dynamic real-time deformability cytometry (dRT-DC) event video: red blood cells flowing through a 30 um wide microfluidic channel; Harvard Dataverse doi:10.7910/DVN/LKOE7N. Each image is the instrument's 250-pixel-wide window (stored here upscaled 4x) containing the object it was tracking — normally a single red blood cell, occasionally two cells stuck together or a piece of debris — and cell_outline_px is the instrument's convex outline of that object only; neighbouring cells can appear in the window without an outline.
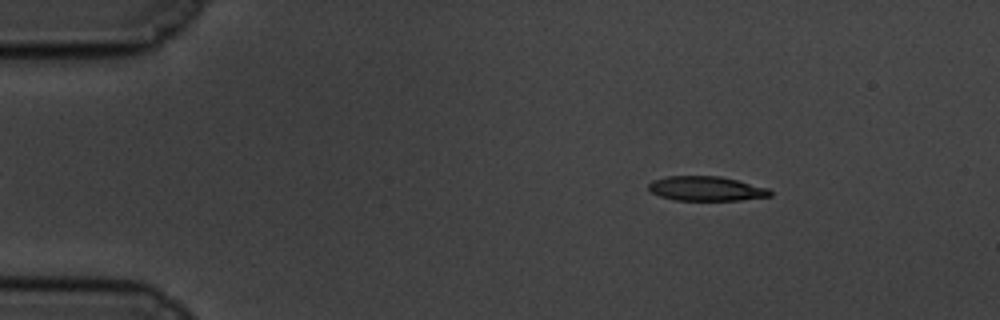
{"species": "common noctule bat (a hibernating species)", "species_latin": "Nyctalus noctula", "temperature_condition": "cold", "stored_images_in_passage": 57, "camera_frame_rate_fps": 3000, "um_per_image_px": 0.085, "animal": {"sex": "male", "body_mass_g": 19.5, "forearm_length_mm": 54.6}, "frame": {"image": 1, "passage_image": 8, "time_ms": 2.333, "image_size_px": [1000, 320], "cell_outline_px": [[772, 196], [740, 200], [676, 200], [660, 196], [652, 192], [648, 188], [648, 184], [652, 180], [668, 176], [720, 176], [768, 188], [772, 192]], "centroid_in_image_um": [60.02, 16.03], "position_along_channel_um": 25.0, "area_um2": 17.28}}
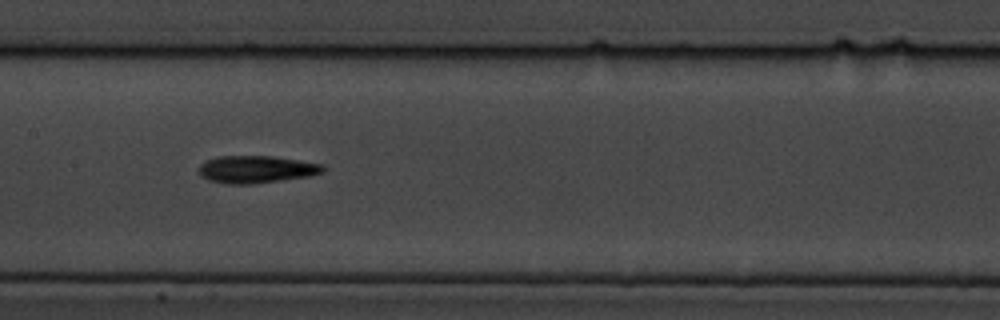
{"frame": {"image": 2, "passage_image": 28, "time_ms": 9.0, "image_size_px": [1000, 320], "cell_outline_px": [[324, 172], [308, 176], [252, 184], [228, 184], [208, 180], [200, 176], [200, 164], [204, 160], [220, 156], [272, 156], [324, 164]], "centroid_in_image_um": [21.76, 14.39], "position_along_channel_um": 185.6, "area_um2": 19.77}}
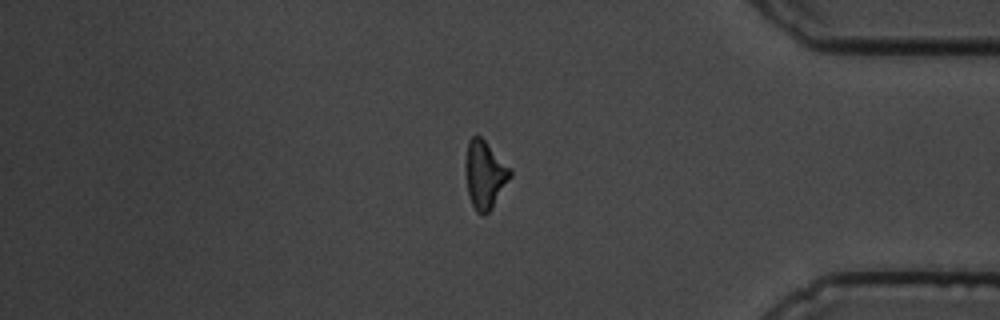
{"frame": {"image": 3, "passage_image": 48, "time_ms": 15.667, "image_size_px": [1000, 320], "cell_outline_px": [[512, 176], [492, 208], [488, 212], [480, 216], [476, 212], [468, 196], [464, 172], [464, 164], [468, 140], [472, 136], [480, 136], [512, 168]], "centroid_in_image_um": [41.19, 14.85], "position_along_channel_um": 394.0, "area_um2": 18.09}, "authors_computed_cell_mechanics": {"area_um2": 17.9758, "velocity_mm_per_s": 3.4829, "shape_relaxation_time_tau1_ms": 3.4861, "shape_relaxation_time_tau2_ms": 5.9653, "deformation_change_tau1": 0.1222, "deformation_change_tau2": 0.1535}}